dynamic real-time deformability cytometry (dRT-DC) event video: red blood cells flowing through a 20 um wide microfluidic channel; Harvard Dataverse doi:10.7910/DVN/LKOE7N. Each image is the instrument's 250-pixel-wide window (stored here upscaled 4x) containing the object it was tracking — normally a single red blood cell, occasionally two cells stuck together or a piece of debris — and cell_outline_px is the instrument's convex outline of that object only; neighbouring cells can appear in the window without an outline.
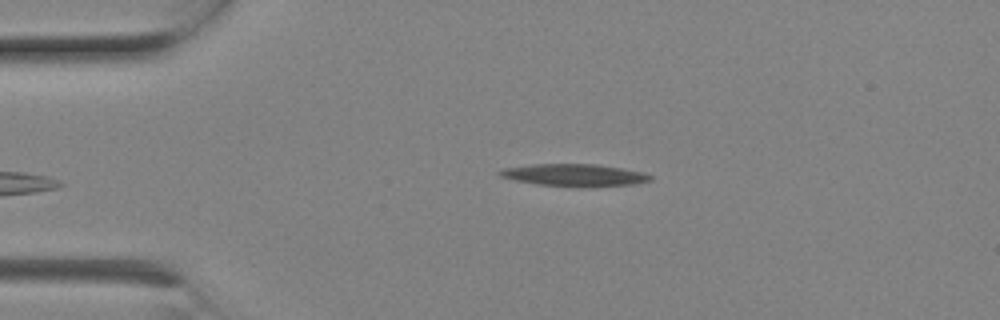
{"species": "Egyptian fruit bat (a non-hibernating species)", "species_latin": "Rousettus aegyptiacus", "temperature_condition": "room temperature", "stored_images_in_passage": 5, "camera_frame_rate_fps": 3000, "um_per_image_px": 0.085, "animal": {"sex": "female"}, "frame": {"image": 1, "passage_image": 5, "time_ms": 1.333, "image_size_px": [1000, 320], "cell_outline_px": [[652, 180], [636, 184], [580, 188], [536, 184], [516, 180], [500, 176], [496, 172], [504, 168], [532, 164], [596, 164], [644, 172], [652, 176]], "centroid_in_image_um": [48.85, 14.9], "position_along_channel_um": 36.2, "area_um2": 19.77}}